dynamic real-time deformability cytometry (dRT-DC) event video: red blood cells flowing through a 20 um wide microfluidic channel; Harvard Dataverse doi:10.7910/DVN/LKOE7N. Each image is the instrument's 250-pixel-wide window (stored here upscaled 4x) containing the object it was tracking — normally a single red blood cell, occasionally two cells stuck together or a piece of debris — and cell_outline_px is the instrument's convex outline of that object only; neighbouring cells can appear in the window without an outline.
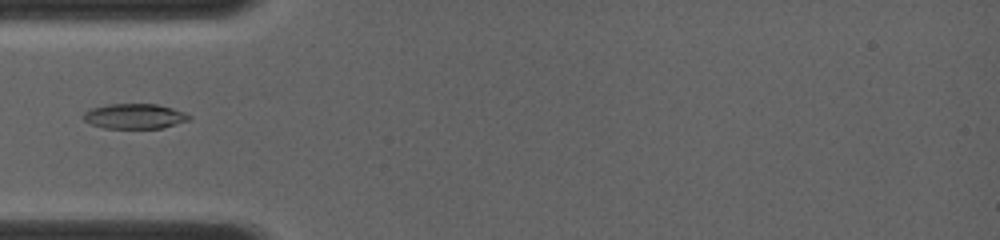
{"species": "common noctule bat (a hibernating species)", "species_latin": "Nyctalus noctula", "temperature_condition": "room temperature", "stored_images_in_passage": 20, "camera_frame_rate_fps": 4000, "um_per_image_px": 0.085, "animal": {"sex": "female", "body_mass_g": 19.0, "forearm_length_mm": 56.7}, "frame": {"image": 1, "passage_image": 1, "time_ms": 0.0, "image_size_px": [1000, 240], "cell_outline_px": [[192, 116], [188, 120], [164, 128], [104, 128], [92, 124], [84, 120], [84, 112], [92, 108], [108, 104], [156, 104], [172, 108], [184, 112]], "centroid_in_image_um": [11.46, 9.88], "position_along_channel_um": 73.5, "area_um2": 15.32}}
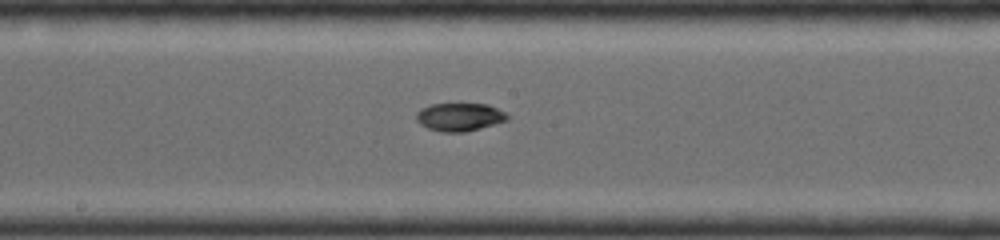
{"frame": {"image": 2, "passage_image": 12, "time_ms": 3.0, "image_size_px": [1000, 240], "cell_outline_px": [[508, 120], [480, 128], [464, 132], [440, 132], [428, 128], [420, 124], [416, 120], [416, 112], [420, 108], [432, 104], [488, 104], [504, 112], [508, 116]], "centroid_in_image_um": [39.03, 9.94], "position_along_channel_um": 209.2, "area_um2": 14.85}}
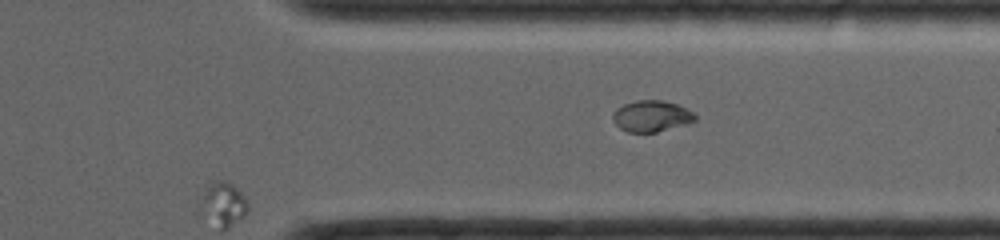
{"frame": {"image": 3, "passage_image": 20, "time_ms": 6.25, "image_size_px": [1000, 240], "cell_outline_px": [[696, 120], [684, 124], [656, 132], [628, 132], [620, 128], [612, 120], [612, 116], [616, 108], [624, 104], [636, 100], [660, 100], [676, 104], [692, 112], [696, 116]], "centroid_in_image_um": [55.33, 9.86], "position_along_channel_um": 356.1, "area_um2": 14.74}}